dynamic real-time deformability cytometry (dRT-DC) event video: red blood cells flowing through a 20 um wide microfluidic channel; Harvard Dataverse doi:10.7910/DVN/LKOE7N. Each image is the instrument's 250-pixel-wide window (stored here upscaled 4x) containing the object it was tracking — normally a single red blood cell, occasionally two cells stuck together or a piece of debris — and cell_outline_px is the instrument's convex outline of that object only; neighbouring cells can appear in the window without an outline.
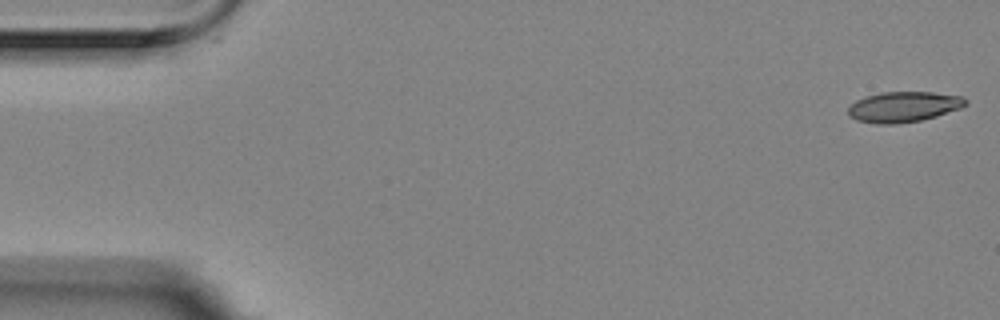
{"species": "Egyptian fruit bat (a non-hibernating species)", "species_latin": "Rousettus aegyptiacus", "temperature_condition": "room temperature", "stored_images_in_passage": 6, "segment_of_instrument_passage": [1, 2], "camera_frame_rate_fps": 3000, "um_per_image_px": 0.085, "animal": {"sex": "female"}, "frame": {"image": 1, "passage_image": 1, "time_ms": 0.0, "image_size_px": [1000, 320], "cell_outline_px": [[968, 104], [960, 108], [936, 116], [920, 120], [896, 124], [876, 124], [856, 120], [848, 116], [848, 108], [856, 100], [864, 96], [880, 92], [932, 92], [964, 96], [968, 100]], "centroid_in_image_um": [76.8, 9.07], "position_along_channel_um": 8.2, "area_um2": 21.04}}
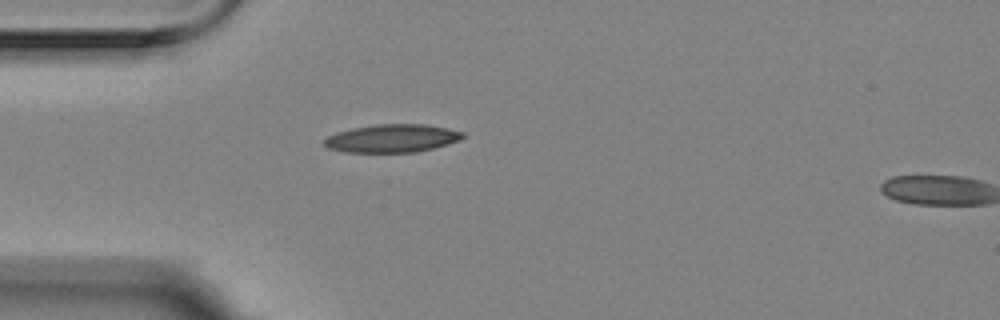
{"frame": {"image": 2, "passage_image": 5, "time_ms": 1.333, "image_size_px": [1000, 320], "cell_outline_px": [[464, 136], [460, 140], [448, 144], [416, 152], [344, 152], [328, 148], [324, 144], [324, 140], [328, 136], [336, 132], [352, 128], [376, 124], [424, 124], [448, 128], [464, 132]], "centroid_in_image_um": [33.33, 11.75], "position_along_channel_um": 51.7, "area_um2": 22.66}}